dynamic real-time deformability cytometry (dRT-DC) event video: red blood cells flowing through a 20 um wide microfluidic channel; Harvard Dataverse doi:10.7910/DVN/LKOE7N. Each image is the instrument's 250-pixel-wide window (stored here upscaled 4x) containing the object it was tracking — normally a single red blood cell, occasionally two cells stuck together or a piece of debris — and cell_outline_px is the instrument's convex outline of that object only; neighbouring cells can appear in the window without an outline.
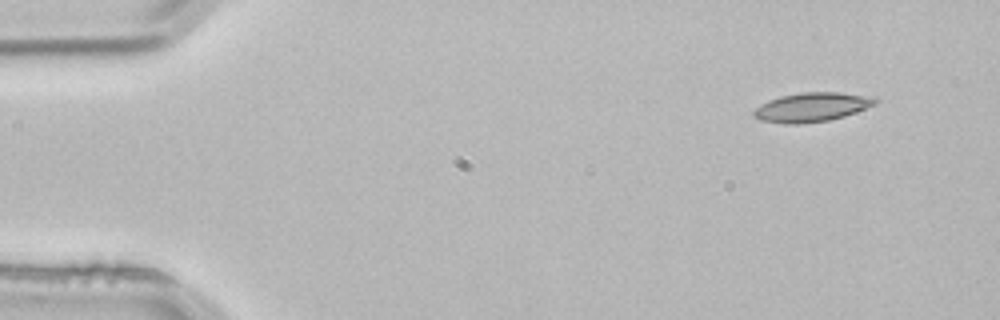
{"species": "common noctule bat (a hibernating species)", "species_latin": "Nyctalus noctula", "temperature_condition": "room temperature", "stored_images_in_passage": 3, "camera_frame_rate_fps": 3000, "um_per_image_px": 0.085, "animal": {"sex": "male", "body_mass_g": 21.5, "forearm_length_mm": 52.0}, "frame": {"image": 1, "passage_image": 1, "time_ms": 0.0, "image_size_px": [1000, 320], "cell_outline_px": [[880, 100], [876, 104], [856, 112], [844, 116], [828, 120], [800, 124], [784, 124], [760, 120], [752, 116], [752, 112], [760, 104], [768, 100], [780, 96], [804, 92], [840, 92], [876, 96]], "centroid_in_image_um": [69.02, 9.1], "position_along_channel_um": 16.0, "area_um2": 20.92}}